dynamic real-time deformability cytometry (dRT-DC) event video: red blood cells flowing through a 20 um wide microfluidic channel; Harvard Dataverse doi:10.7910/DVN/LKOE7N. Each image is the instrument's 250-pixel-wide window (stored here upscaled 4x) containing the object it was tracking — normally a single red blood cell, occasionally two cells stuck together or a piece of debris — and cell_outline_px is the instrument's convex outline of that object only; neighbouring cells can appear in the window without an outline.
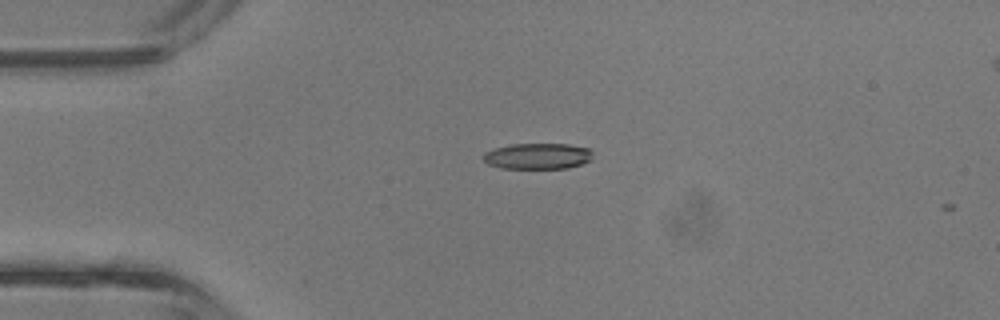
{"species": "common noctule bat (a hibernating species)", "species_latin": "Nyctalus noctula", "temperature_condition": "room temperature", "stored_images_in_passage": 4, "camera_frame_rate_fps": 3000, "um_per_image_px": 0.085, "animal": {"sex": "male", "body_mass_g": 13.3}, "frame": {"image": 1, "passage_image": 3, "time_ms": 0.667, "image_size_px": [1000, 320], "cell_outline_px": [[592, 160], [568, 168], [500, 168], [488, 164], [484, 160], [484, 152], [496, 148], [512, 144], [568, 144], [588, 148], [592, 152]], "centroid_in_image_um": [45.72, 13.27], "position_along_channel_um": 39.3, "area_um2": 16.47}}